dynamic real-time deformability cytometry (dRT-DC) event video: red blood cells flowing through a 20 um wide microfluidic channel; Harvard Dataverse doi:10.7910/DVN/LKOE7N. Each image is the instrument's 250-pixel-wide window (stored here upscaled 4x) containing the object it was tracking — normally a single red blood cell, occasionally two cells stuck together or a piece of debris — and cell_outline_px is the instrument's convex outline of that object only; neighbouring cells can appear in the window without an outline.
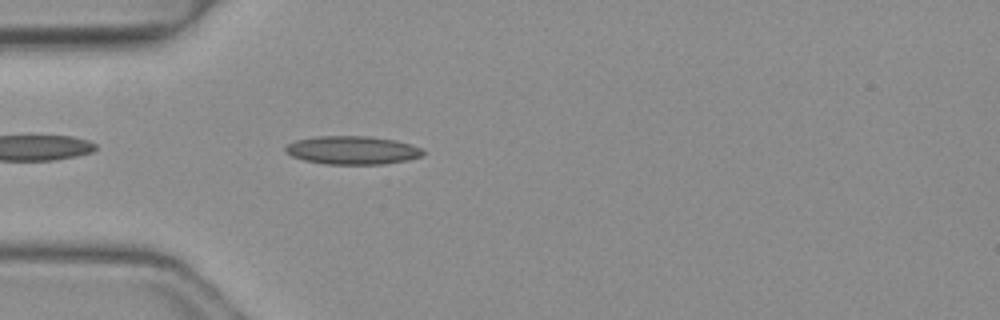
{"species": "common noctule bat (a hibernating species)", "species_latin": "Nyctalus noctula", "temperature_condition": "warm", "stored_images_in_passage": 2, "camera_frame_rate_fps": 3000, "um_per_image_px": 0.085, "animal": {"sex": "female", "body_mass_g": 19.3, "forearm_length_mm": 54.1}, "frame": {"image": 1, "passage_image": 2, "time_ms": 0.333, "image_size_px": [1000, 320], "cell_outline_px": [[424, 152], [420, 156], [408, 160], [384, 164], [324, 164], [304, 160], [292, 156], [284, 152], [284, 148], [288, 144], [296, 140], [312, 136], [372, 136], [396, 140], [412, 144], [420, 148]], "centroid_in_image_um": [29.93, 12.76], "position_along_channel_um": 55.1, "area_um2": 22.89}}